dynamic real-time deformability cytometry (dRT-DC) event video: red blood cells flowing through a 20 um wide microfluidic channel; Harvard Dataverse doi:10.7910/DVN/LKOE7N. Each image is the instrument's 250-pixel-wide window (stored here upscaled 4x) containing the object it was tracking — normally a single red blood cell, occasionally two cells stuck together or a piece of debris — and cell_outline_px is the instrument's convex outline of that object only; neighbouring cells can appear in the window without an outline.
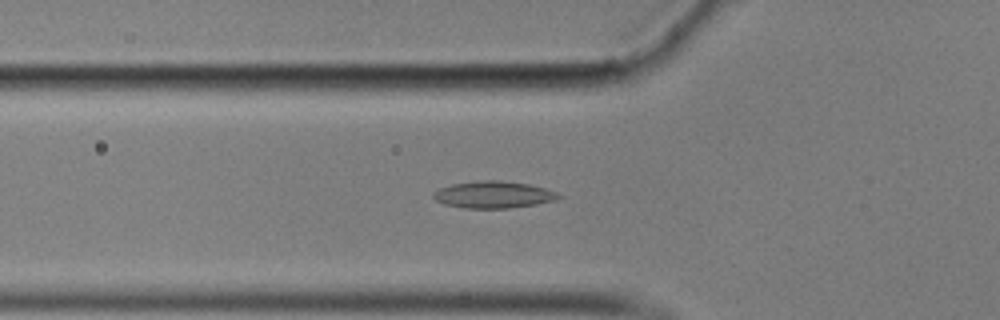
{"species": "common noctule bat (a hibernating species)", "species_latin": "Nyctalus noctula", "temperature_condition": "cold", "stored_images_in_passage": 56, "camera_frame_rate_fps": 3000, "um_per_image_px": 0.085, "animal": {"sex": "male", "body_mass_g": 17.9}, "frame": {"image": 1, "passage_image": 19, "time_ms": 6.0, "image_size_px": [1000, 320], "cell_outline_px": [[564, 196], [556, 200], [536, 204], [508, 208], [464, 208], [444, 204], [436, 200], [432, 196], [432, 192], [440, 188], [452, 184], [480, 180], [500, 180], [528, 184], [544, 188], [556, 192]], "centroid_in_image_um": [41.94, 16.54], "position_along_channel_um": 83.9, "area_um2": 19.65}}
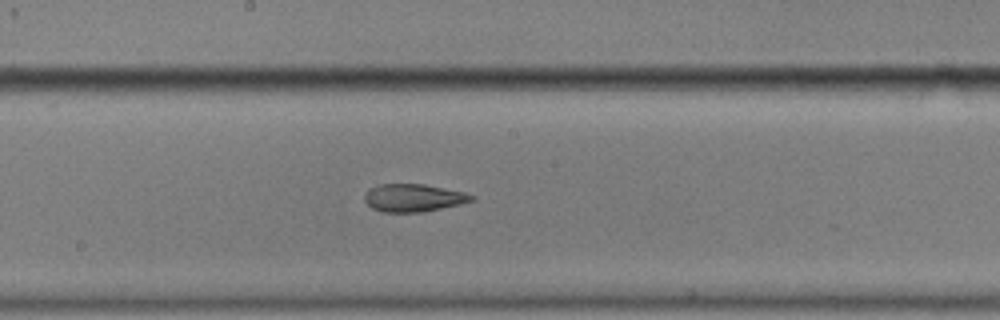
{"frame": {"image": 2, "passage_image": 30, "time_ms": 9.667, "image_size_px": [1000, 320], "cell_outline_px": [[476, 200], [460, 204], [424, 212], [384, 212], [372, 208], [364, 200], [364, 196], [372, 188], [380, 184], [424, 184], [464, 192], [476, 196]], "centroid_in_image_um": [35.19, 16.82], "position_along_channel_um": 213.0, "area_um2": 17.22}}
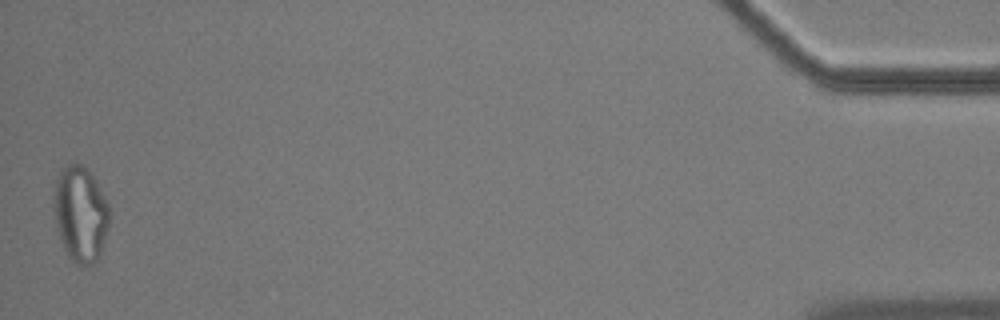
{"frame": {"image": 3, "passage_image": 56, "time_ms": 18.333, "image_size_px": [1000, 320], "cell_outline_px": [[108, 228], [104, 244], [96, 260], [92, 264], [80, 268], [68, 256], [60, 240], [52, 208], [52, 200], [56, 180], [60, 172], [68, 164], [80, 164], [92, 176], [104, 196], [108, 204]], "centroid_in_image_um": [6.81, 18.24], "position_along_channel_um": 428.4, "area_um2": 30.87}, "authors_computed_cell_mechanics": {"area_um2": 18.8717, "velocity_mm_per_s": 3.4971, "shape_relaxation_time_tau1_ms": null, "shape_relaxation_time_tau2_ms": 3.6965, "deformation_change_tau1": null, "deformation_change_tau2": 0.1049}}